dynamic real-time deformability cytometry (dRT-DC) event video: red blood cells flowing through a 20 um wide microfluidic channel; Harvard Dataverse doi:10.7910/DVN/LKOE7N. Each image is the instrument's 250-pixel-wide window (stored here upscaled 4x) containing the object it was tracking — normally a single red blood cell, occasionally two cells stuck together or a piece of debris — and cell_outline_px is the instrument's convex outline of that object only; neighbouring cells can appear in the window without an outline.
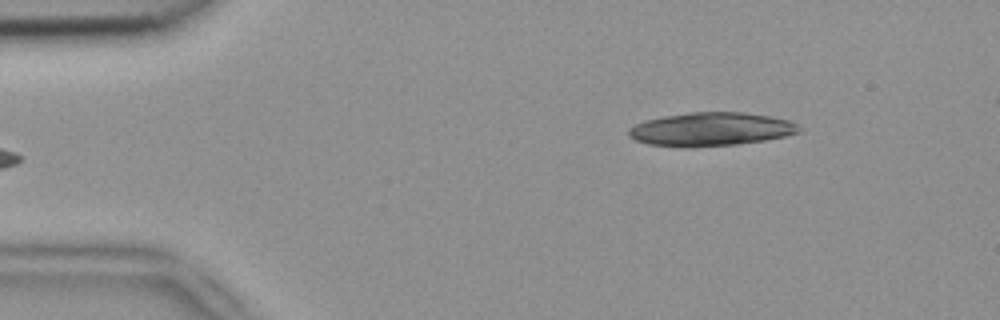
{"species": "common noctule bat (a hibernating species)", "species_latin": "Nyctalus noctula", "temperature_condition": "room temperature", "stored_images_in_passage": 4, "camera_frame_rate_fps": 3000, "um_per_image_px": 0.085, "animal": {"sex": "female", "body_mass_g": 18.4}, "frame": {"image": 1, "passage_image": 4, "time_ms": 1.0, "image_size_px": [1000, 320], "cell_outline_px": [[800, 132], [784, 136], [764, 140], [736, 144], [692, 148], [688, 148], [648, 144], [636, 140], [628, 136], [628, 128], [644, 120], [664, 116], [692, 112], [744, 112], [772, 116], [788, 120], [796, 124], [800, 128]], "centroid_in_image_um": [60.4, 10.99], "position_along_channel_um": 24.6, "area_um2": 33.41}}